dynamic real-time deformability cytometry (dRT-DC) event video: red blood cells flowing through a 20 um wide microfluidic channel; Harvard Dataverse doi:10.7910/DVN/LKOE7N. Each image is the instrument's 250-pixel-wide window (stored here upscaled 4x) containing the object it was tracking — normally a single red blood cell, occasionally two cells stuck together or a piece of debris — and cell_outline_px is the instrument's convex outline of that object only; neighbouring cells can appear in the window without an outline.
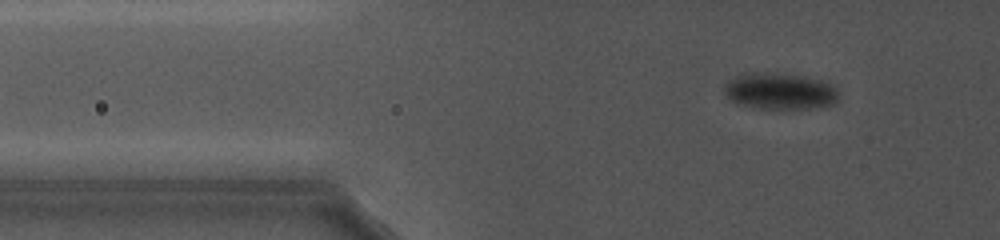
{"species": "common noctule bat (a hibernating species)", "species_latin": "Nyctalus noctula", "temperature_condition": "cold", "stored_images_in_passage": 42, "camera_frame_rate_fps": 5000, "um_per_image_px": 0.085, "animal": {"sex": "female", "body_mass_g": 19.0, "forearm_length_mm": 56.7}, "frame": {"image": 1, "passage_image": 8, "time_ms": 1.8, "image_size_px": [1000, 240], "cell_outline_px": [[840, 96], [836, 104], [812, 108], [752, 108], [732, 100], [724, 92], [724, 84], [728, 80], [744, 72], [784, 72], [824, 80], [832, 84], [840, 92]], "centroid_in_image_um": [66.34, 7.72], "position_along_channel_um": 59.5, "area_um2": 24.91}}
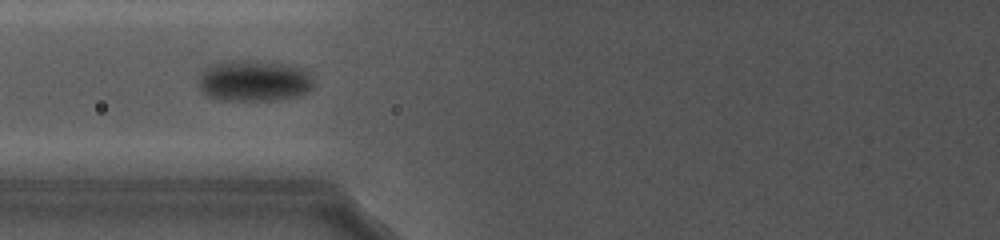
{"frame": {"image": 2, "passage_image": 19, "time_ms": 4.4, "image_size_px": [1000, 240], "cell_outline_px": [[312, 88], [308, 92], [296, 96], [260, 100], [232, 100], [208, 96], [200, 88], [200, 76], [204, 68], [212, 64], [232, 60], [260, 60], [288, 64], [300, 68], [312, 76]], "centroid_in_image_um": [21.6, 6.83], "position_along_channel_um": 104.2, "area_um2": 27.28}}
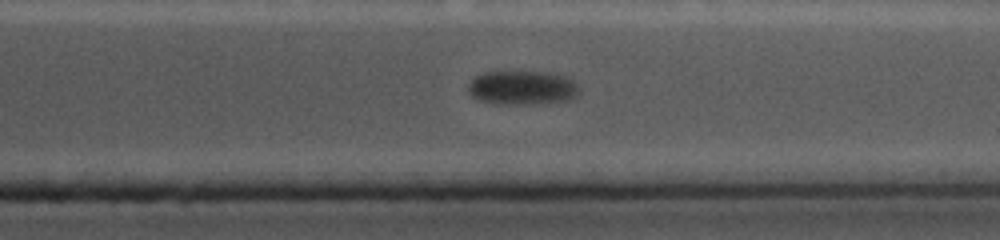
{"frame": {"image": 3, "passage_image": 39, "time_ms": 11.6, "image_size_px": [1000, 240], "cell_outline_px": [[580, 92], [572, 100], [532, 104], [496, 104], [480, 100], [472, 96], [468, 88], [472, 80], [476, 76], [484, 72], [548, 72], [572, 76], [580, 84]], "centroid_in_image_um": [44.52, 7.45], "position_along_channel_um": 366.9, "area_um2": 22.48}}